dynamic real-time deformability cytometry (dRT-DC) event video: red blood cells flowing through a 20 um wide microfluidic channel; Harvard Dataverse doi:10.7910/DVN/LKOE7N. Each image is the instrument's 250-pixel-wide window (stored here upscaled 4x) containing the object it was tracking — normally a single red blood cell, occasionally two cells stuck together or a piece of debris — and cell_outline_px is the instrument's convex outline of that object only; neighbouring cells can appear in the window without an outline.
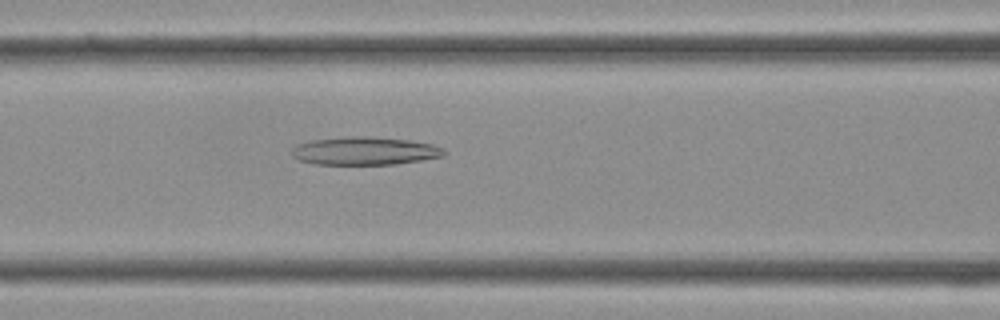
{"species": "Egyptian fruit bat (a non-hibernating species)", "species_latin": "Rousettus aegyptiacus", "temperature_condition": "cold", "stored_images_in_passage": 36, "camera_frame_rate_fps": 3000, "um_per_image_px": 0.085, "frame": {"image": 1, "passage_image": 14, "time_ms": 4.333, "image_size_px": [1000, 320], "cell_outline_px": [[448, 152], [444, 156], [396, 164], [316, 164], [300, 160], [292, 156], [292, 148], [296, 144], [312, 140], [352, 136], [372, 136], [408, 140], [432, 144], [444, 148]], "centroid_in_image_um": [31.03, 12.82], "position_along_channel_um": 135.6, "area_um2": 24.91}}
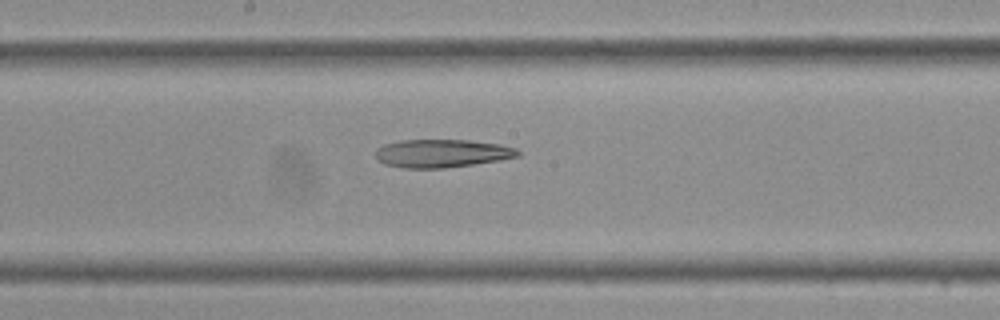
{"frame": {"image": 2, "passage_image": 18, "time_ms": 5.667, "image_size_px": [1000, 320], "cell_outline_px": [[520, 156], [500, 160], [444, 168], [404, 168], [384, 164], [376, 160], [376, 148], [384, 144], [400, 140], [468, 140], [500, 144], [516, 148], [520, 152]], "centroid_in_image_um": [37.54, 13.03], "position_along_channel_um": 210.7, "area_um2": 23.41}}
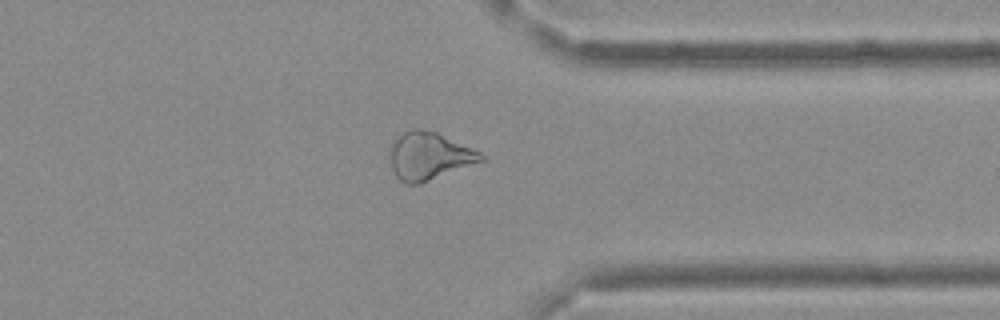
{"frame": {"image": 3, "passage_image": 27, "time_ms": 8.667, "image_size_px": [1000, 320], "cell_outline_px": [[484, 160], [420, 184], [408, 184], [400, 180], [396, 176], [392, 168], [388, 156], [392, 140], [396, 136], [412, 128], [420, 128], [436, 132], [472, 148], [480, 152], [484, 156]], "centroid_in_image_um": [36.42, 13.25], "position_along_channel_um": 375.0, "area_um2": 25.32}}